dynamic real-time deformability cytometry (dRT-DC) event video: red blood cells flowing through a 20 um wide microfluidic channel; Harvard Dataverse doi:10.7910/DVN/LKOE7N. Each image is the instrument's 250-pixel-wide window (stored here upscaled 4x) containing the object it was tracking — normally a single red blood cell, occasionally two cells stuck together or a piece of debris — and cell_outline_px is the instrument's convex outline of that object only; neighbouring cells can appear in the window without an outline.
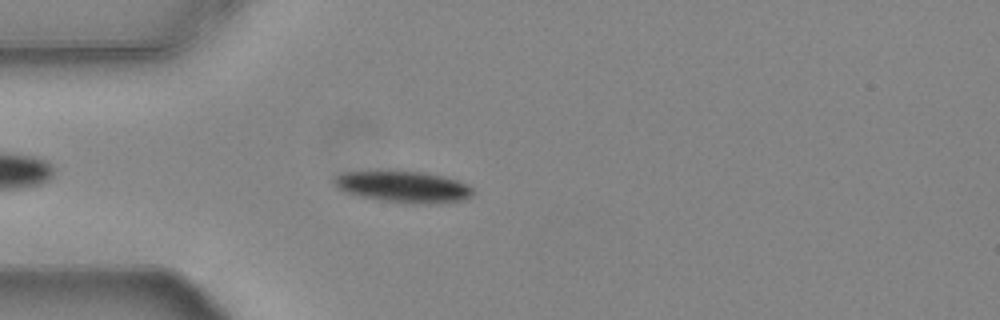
{"species": "common noctule bat (a hibernating species)", "species_latin": "Nyctalus noctula", "temperature_condition": "warm", "stored_images_in_passage": 28, "camera_frame_rate_fps": 3000, "um_per_image_px": 0.085, "animal": {"sex": "female", "body_mass_g": 24.6, "forearm_length_mm": 56.2}, "frame": {"image": 1, "passage_image": 4, "time_ms": 1.0, "image_size_px": [1000, 320], "cell_outline_px": [[476, 192], [472, 196], [464, 200], [436, 204], [424, 204], [380, 200], [360, 196], [344, 192], [336, 188], [332, 180], [340, 172], [420, 172], [444, 176], [468, 184]], "centroid_in_image_um": [34.32, 15.89], "position_along_channel_um": 50.7, "area_um2": 25.32}}
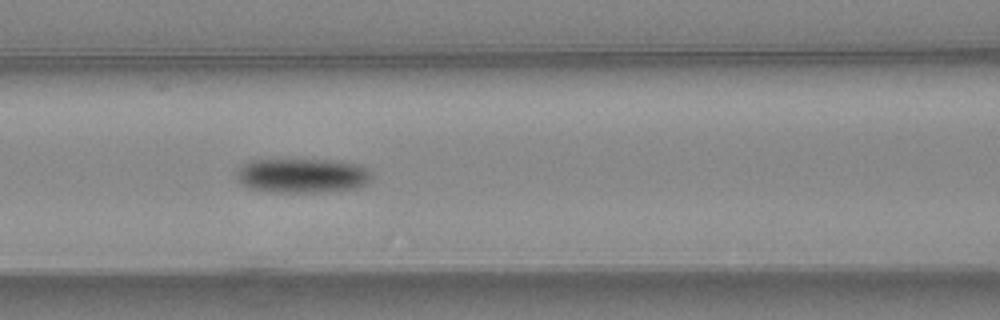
{"frame": {"image": 2, "passage_image": 12, "time_ms": 3.667, "image_size_px": [1000, 320], "cell_outline_px": [[372, 176], [368, 184], [356, 188], [324, 192], [264, 192], [248, 188], [240, 184], [236, 180], [236, 172], [244, 164], [252, 160], [340, 160], [360, 164], [368, 168]], "centroid_in_image_um": [25.71, 14.93], "position_along_channel_um": 140.9, "area_um2": 27.69}}
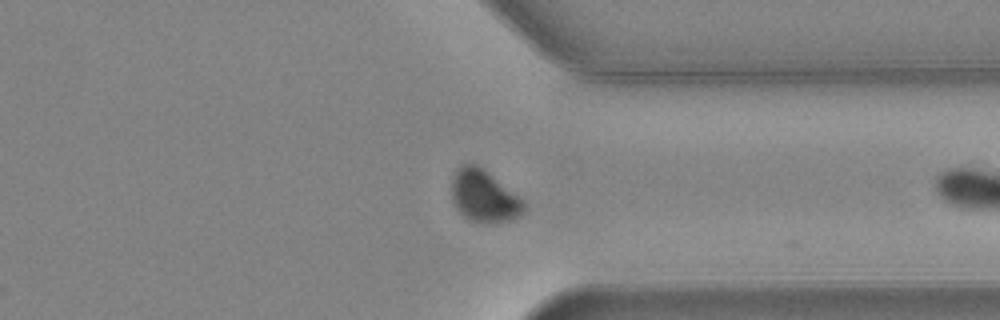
{"frame": {"image": 3, "passage_image": 27, "time_ms": 8.667, "image_size_px": [1000, 320], "cell_outline_px": [[524, 212], [520, 216], [508, 220], [468, 220], [452, 204], [452, 176], [464, 164], [476, 164], [484, 168], [520, 196], [524, 200]], "centroid_in_image_um": [41.14, 16.62], "position_along_channel_um": 370.3, "area_um2": 21.56}}